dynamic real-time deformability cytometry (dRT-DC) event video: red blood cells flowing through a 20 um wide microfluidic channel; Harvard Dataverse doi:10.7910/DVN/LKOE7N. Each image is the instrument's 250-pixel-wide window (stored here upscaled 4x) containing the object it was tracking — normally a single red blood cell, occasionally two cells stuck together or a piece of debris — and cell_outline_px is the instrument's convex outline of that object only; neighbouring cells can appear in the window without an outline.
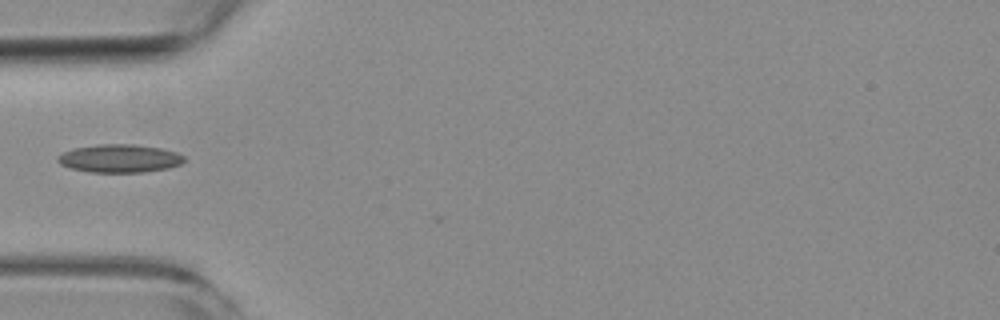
{"species": "common noctule bat (a hibernating species)", "species_latin": "Nyctalus noctula", "temperature_condition": "room temperature", "stored_images_in_passage": 2, "camera_frame_rate_fps": 3000, "um_per_image_px": 0.085, "animal": {"sex": "female", "body_mass_g": 19.3, "forearm_length_mm": 54.1}, "frame": {"image": 1, "passage_image": 1, "time_ms": 0.0, "image_size_px": [1000, 320], "cell_outline_px": [[184, 160], [180, 164], [168, 168], [144, 172], [88, 172], [72, 168], [60, 164], [56, 160], [56, 156], [64, 152], [76, 148], [96, 144], [136, 144], [160, 148], [176, 152], [184, 156]], "centroid_in_image_um": [10.15, 13.46], "position_along_channel_um": 74.8, "area_um2": 20.69}}
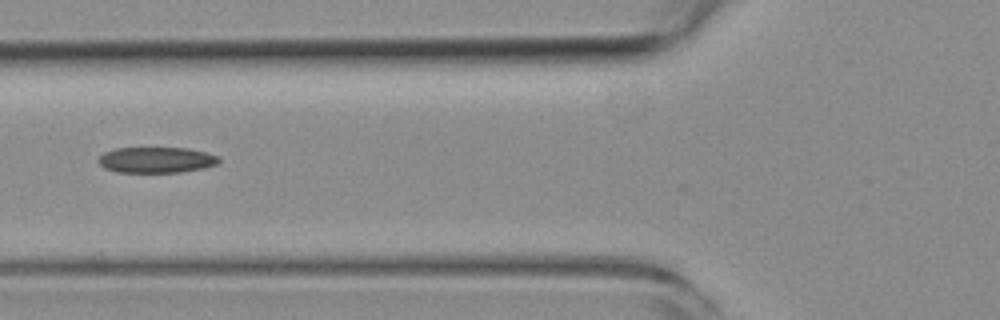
{"frame": {"image": 2, "passage_image": 2, "time_ms": 1.0, "image_size_px": [1000, 320], "cell_outline_px": [[220, 160], [216, 164], [204, 168], [180, 172], [116, 172], [104, 168], [96, 160], [104, 152], [116, 148], [188, 148], [208, 152], [220, 156]], "centroid_in_image_um": [13.3, 13.59], "position_along_channel_um": 112.5, "area_um2": 18.26}}